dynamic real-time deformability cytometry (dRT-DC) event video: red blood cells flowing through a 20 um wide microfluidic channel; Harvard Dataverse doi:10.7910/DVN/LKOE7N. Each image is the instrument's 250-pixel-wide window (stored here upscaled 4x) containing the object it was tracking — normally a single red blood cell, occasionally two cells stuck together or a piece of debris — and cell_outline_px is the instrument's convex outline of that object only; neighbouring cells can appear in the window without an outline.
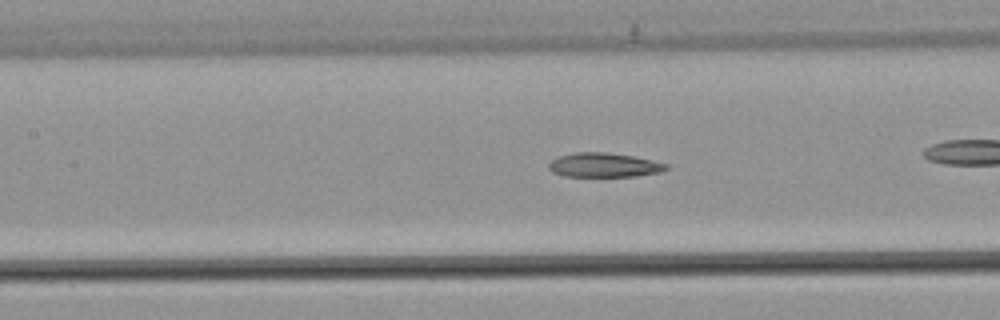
{"species": "common noctule bat (a hibernating species)", "species_latin": "Nyctalus noctula", "temperature_condition": "warm", "stored_images_in_passage": 42, "camera_frame_rate_fps": 3000, "um_per_image_px": 0.085, "animal": {"sex": "male", "body_mass_g": 21.5, "forearm_length_mm": 52.0}, "frame": {"image": 1, "passage_image": 24, "time_ms": 7.667, "image_size_px": [1000, 320], "cell_outline_px": [[668, 168], [660, 172], [636, 176], [564, 176], [552, 172], [548, 168], [548, 164], [556, 156], [576, 152], [608, 152], [632, 156], [652, 160], [668, 164]], "centroid_in_image_um": [51.31, 14.02], "position_along_channel_um": 156.1, "area_um2": 16.65}}